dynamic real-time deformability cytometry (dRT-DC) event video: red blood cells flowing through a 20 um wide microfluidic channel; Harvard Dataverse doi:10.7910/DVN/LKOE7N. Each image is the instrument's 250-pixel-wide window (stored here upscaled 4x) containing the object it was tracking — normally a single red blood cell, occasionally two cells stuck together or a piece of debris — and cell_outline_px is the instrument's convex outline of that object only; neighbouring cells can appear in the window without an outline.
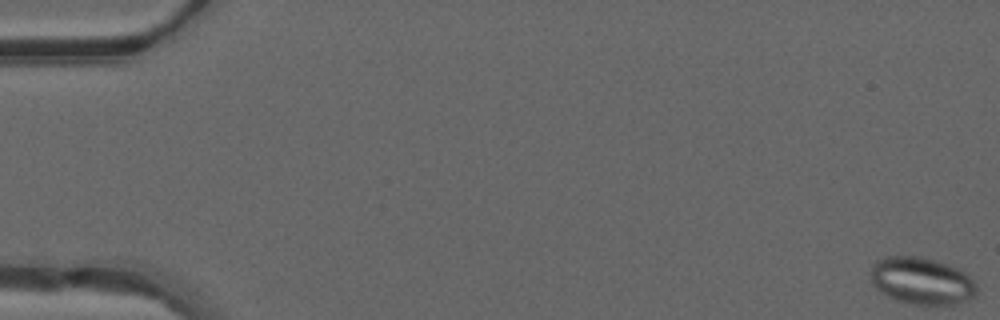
{"species": "common noctule bat (a hibernating species)", "species_latin": "Nyctalus noctula", "temperature_condition": "warm", "stored_images_in_passage": 50, "camera_frame_rate_fps": 3000, "um_per_image_px": 0.085, "animal": {"sex": "male", "forearm_length_mm": 52.5}, "frame": {"image": 1, "passage_image": 1, "time_ms": 0.0, "image_size_px": [1000, 320], "cell_outline_px": [[976, 296], [968, 300], [956, 304], [912, 304], [896, 300], [880, 292], [872, 284], [868, 276], [872, 264], [876, 260], [888, 256], [916, 256], [936, 260], [960, 268], [976, 284]], "centroid_in_image_um": [78.31, 23.86], "position_along_channel_um": 6.7, "area_um2": 29.42}}
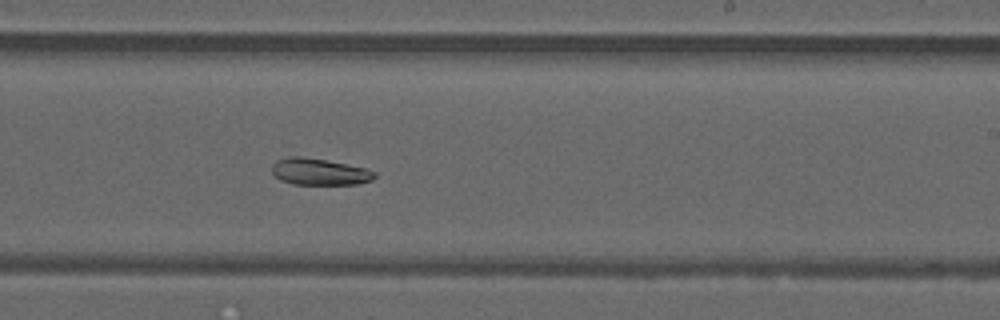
{"frame": {"image": 2, "passage_image": 31, "time_ms": 10.0, "image_size_px": [1000, 320], "cell_outline_px": [[376, 176], [372, 180], [356, 184], [292, 184], [280, 180], [272, 172], [272, 164], [276, 160], [288, 156], [300, 156], [328, 160], [364, 168], [376, 172]], "centroid_in_image_um": [27.12, 14.59], "position_along_channel_um": 261.9, "area_um2": 15.95}}
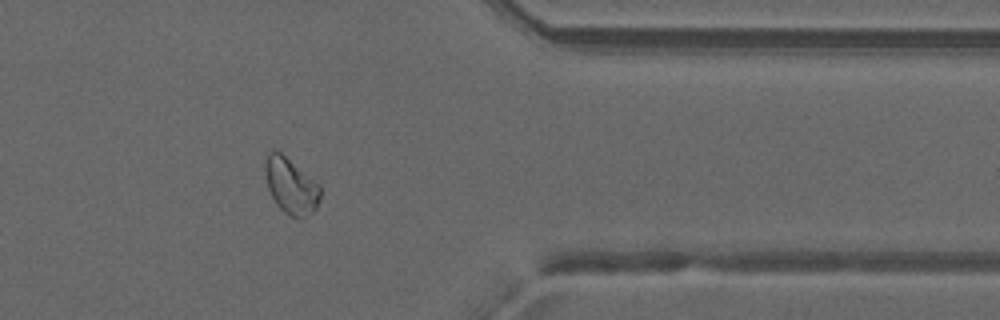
{"frame": {"image": 3, "passage_image": 41, "time_ms": 13.333, "image_size_px": [1000, 320], "cell_outline_px": [[320, 196], [316, 208], [312, 212], [300, 220], [288, 216], [276, 204], [268, 188], [264, 176], [264, 164], [268, 152], [272, 148], [280, 152], [320, 184]], "centroid_in_image_um": [24.7, 15.8], "position_along_channel_um": 386.7, "area_um2": 18.21}}